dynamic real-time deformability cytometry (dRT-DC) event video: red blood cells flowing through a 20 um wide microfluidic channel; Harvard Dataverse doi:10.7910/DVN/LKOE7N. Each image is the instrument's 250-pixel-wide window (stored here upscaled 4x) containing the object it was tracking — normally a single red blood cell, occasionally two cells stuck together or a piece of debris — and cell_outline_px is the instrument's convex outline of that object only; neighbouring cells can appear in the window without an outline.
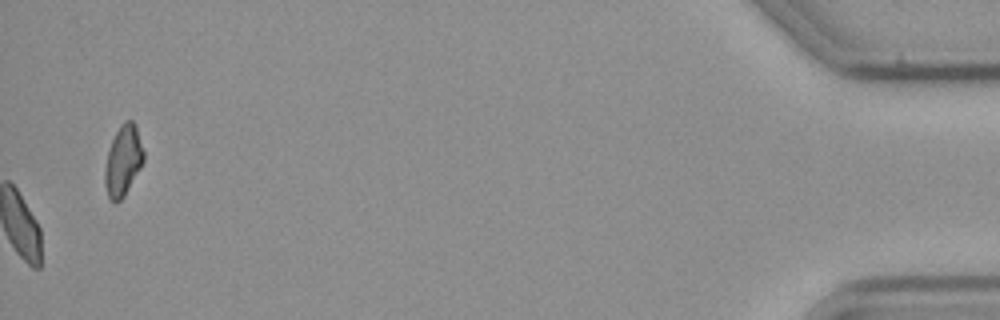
{"species": "common noctule bat (a hibernating species)", "species_latin": "Nyctalus noctula", "temperature_condition": "cold", "stored_images_in_passage": 57, "camera_frame_rate_fps": 3000, "um_per_image_px": 0.085, "animal": {"sex": "male", "body_mass_g": 23.1, "forearm_length_mm": 52.7}, "frame": {"image": 1, "passage_image": 57, "time_ms": 18.667, "image_size_px": [1000, 320], "cell_outline_px": [[144, 160], [140, 168], [124, 196], [116, 204], [108, 196], [104, 184], [104, 168], [108, 148], [120, 124], [124, 120], [132, 120], [136, 124], [144, 152]], "centroid_in_image_um": [10.45, 13.63], "position_along_channel_um": 424.7, "area_um2": 16.07}, "authors_computed_cell_mechanics": {"area_um2": 18.207, "velocity_mm_per_s": 3.5757, "shape_relaxation_time_tau1_ms": null, "shape_relaxation_time_tau2_ms": 5.2589, "deformation_change_tau1": null, "deformation_change_tau2": 0.0749}}